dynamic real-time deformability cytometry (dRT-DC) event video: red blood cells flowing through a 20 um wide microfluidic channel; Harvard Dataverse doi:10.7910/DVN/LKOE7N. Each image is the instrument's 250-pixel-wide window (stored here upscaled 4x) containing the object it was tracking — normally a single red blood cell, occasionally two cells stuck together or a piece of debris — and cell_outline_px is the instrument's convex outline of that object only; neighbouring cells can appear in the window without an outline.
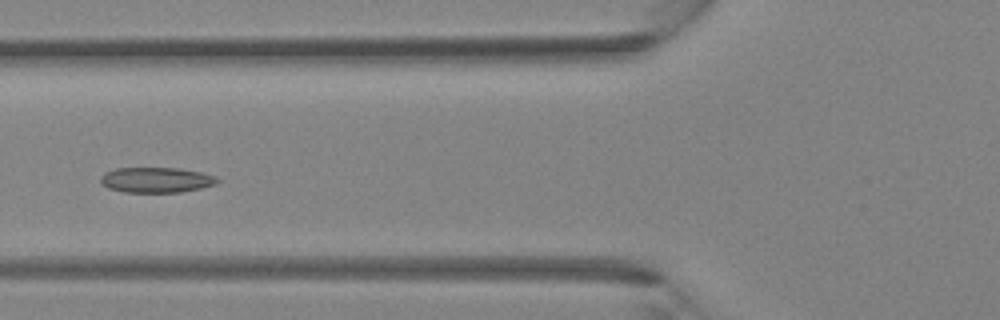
{"species": "Egyptian fruit bat (a non-hibernating species)", "species_latin": "Rousettus aegyptiacus", "temperature_condition": "room temperature", "stored_images_in_passage": 36, "camera_frame_rate_fps": 3000, "um_per_image_px": 0.085, "animal": {"sex": "female"}, "frame": {"image": 1, "passage_image": 16, "time_ms": 5.0, "image_size_px": [1000, 320], "cell_outline_px": [[220, 180], [216, 184], [200, 188], [180, 192], [124, 192], [108, 188], [100, 184], [100, 176], [104, 172], [116, 168], [180, 168], [204, 172], [216, 176]], "centroid_in_image_um": [13.28, 15.28], "position_along_channel_um": 112.5, "area_um2": 17.46}}